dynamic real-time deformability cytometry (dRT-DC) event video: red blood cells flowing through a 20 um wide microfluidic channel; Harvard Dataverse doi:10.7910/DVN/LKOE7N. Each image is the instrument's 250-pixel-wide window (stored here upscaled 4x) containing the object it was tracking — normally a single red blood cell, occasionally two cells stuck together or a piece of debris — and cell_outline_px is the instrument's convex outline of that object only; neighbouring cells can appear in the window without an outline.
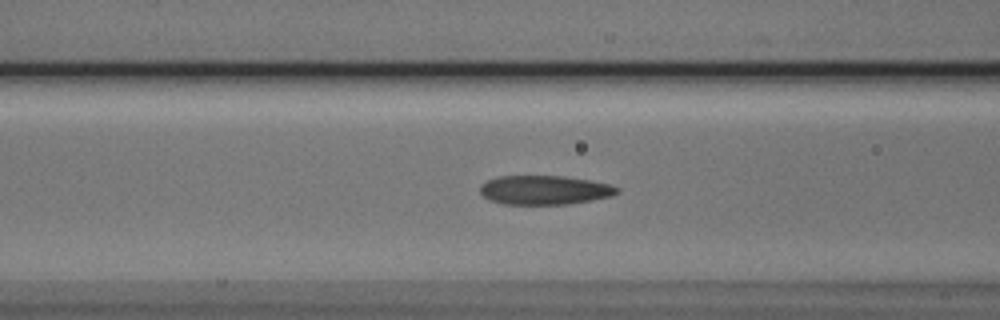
{"species": "Egyptian fruit bat (a non-hibernating species)", "species_latin": "Rousettus aegyptiacus", "temperature_condition": "cold", "stored_images_in_passage": 41, "segment_of_instrument_passage": [1, 2], "camera_frame_rate_fps": 3000, "um_per_image_px": 0.085, "animal": {"sex": "male"}, "frame": {"image": 1, "passage_image": 8, "time_ms": 2.333, "image_size_px": [1000, 320], "cell_outline_px": [[620, 192], [612, 196], [568, 204], [504, 204], [488, 200], [480, 192], [480, 184], [496, 176], [564, 176], [588, 180], [608, 184], [620, 188]], "centroid_in_image_um": [46.26, 16.15], "position_along_channel_um": 120.3, "area_um2": 23.24}}
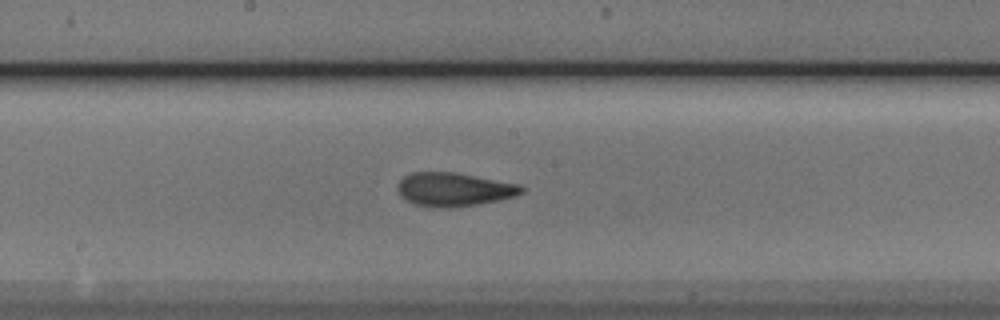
{"frame": {"image": 2, "passage_image": 15, "time_ms": 4.667, "image_size_px": [1000, 320], "cell_outline_px": [[524, 192], [516, 196], [500, 200], [452, 208], [436, 208], [412, 204], [400, 196], [396, 188], [400, 180], [404, 176], [412, 172], [456, 172], [520, 184], [524, 188]], "centroid_in_image_um": [38.58, 16.11], "position_along_channel_um": 209.6, "area_um2": 24.62}}
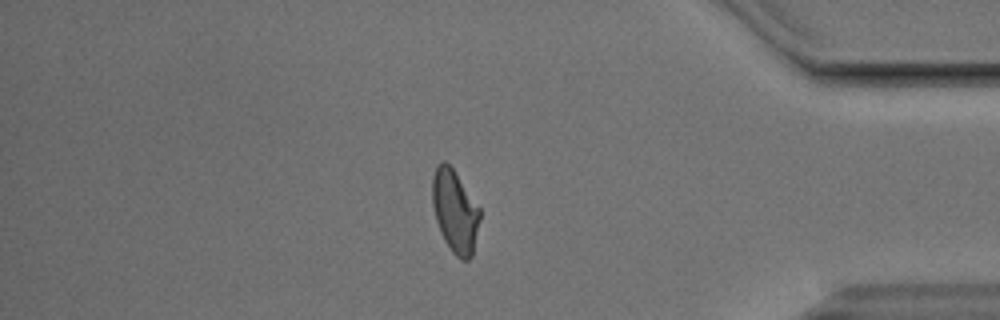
{"frame": {"image": 3, "passage_image": 32, "time_ms": 10.333, "image_size_px": [1000, 320], "cell_outline_px": [[480, 220], [472, 256], [468, 260], [460, 260], [452, 252], [444, 240], [440, 232], [436, 220], [432, 204], [432, 176], [436, 164], [440, 160], [444, 160], [452, 168], [480, 208]], "centroid_in_image_um": [38.65, 17.95], "position_along_channel_um": 396.5, "area_um2": 23.0}}